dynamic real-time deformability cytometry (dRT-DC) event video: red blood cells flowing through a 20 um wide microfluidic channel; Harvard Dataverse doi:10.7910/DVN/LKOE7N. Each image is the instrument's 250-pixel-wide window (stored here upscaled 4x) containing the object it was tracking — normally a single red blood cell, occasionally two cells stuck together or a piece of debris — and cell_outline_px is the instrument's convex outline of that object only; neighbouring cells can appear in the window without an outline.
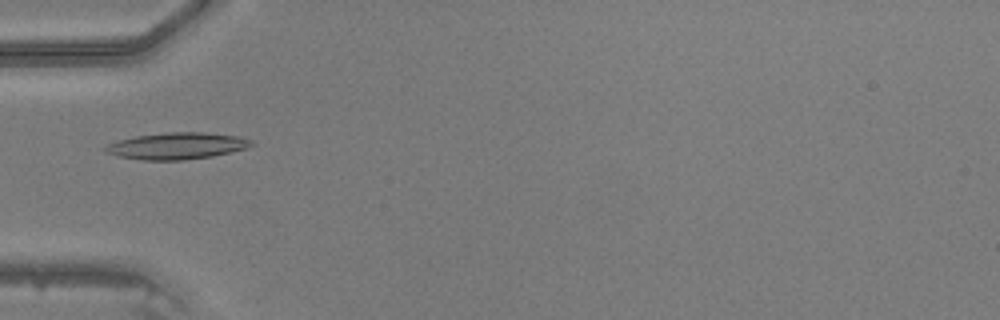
{"species": "common noctule bat (a hibernating species)", "species_latin": "Nyctalus noctula", "temperature_condition": "warm", "stored_images_in_passage": 20, "camera_frame_rate_fps": 3000, "um_per_image_px": 0.085, "animal": {"sex": "male", "body_mass_g": 20.5, "forearm_length_mm": 52.5}, "frame": {"image": 1, "passage_image": 1, "time_ms": 0.0, "image_size_px": [1000, 320], "cell_outline_px": [[252, 144], [248, 148], [212, 156], [184, 160], [144, 160], [120, 156], [104, 152], [104, 148], [108, 144], [120, 140], [136, 136], [168, 132], [204, 132], [240, 136], [252, 140]], "centroid_in_image_um": [15.07, 12.4], "position_along_channel_um": 69.9, "area_um2": 22.54}}
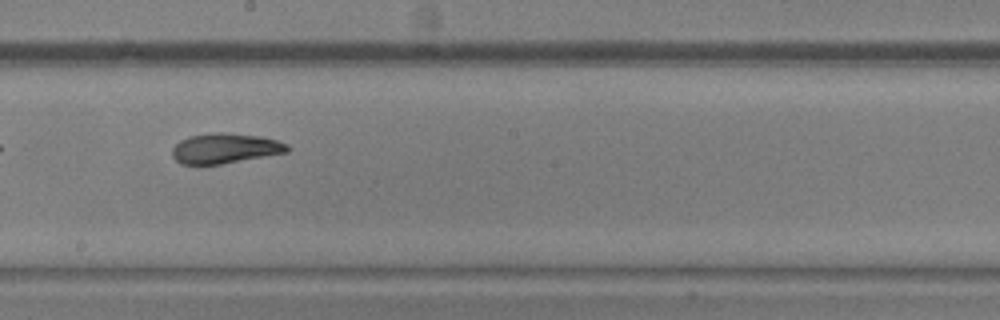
{"frame": {"image": 2, "passage_image": 12, "time_ms": 3.667, "image_size_px": [1000, 320], "cell_outline_px": [[292, 148], [288, 152], [220, 164], [180, 164], [172, 156], [172, 148], [180, 140], [188, 136], [216, 132], [224, 132], [260, 136], [276, 140], [288, 144]], "centroid_in_image_um": [19.13, 12.6], "position_along_channel_um": 229.1, "area_um2": 20.23}}